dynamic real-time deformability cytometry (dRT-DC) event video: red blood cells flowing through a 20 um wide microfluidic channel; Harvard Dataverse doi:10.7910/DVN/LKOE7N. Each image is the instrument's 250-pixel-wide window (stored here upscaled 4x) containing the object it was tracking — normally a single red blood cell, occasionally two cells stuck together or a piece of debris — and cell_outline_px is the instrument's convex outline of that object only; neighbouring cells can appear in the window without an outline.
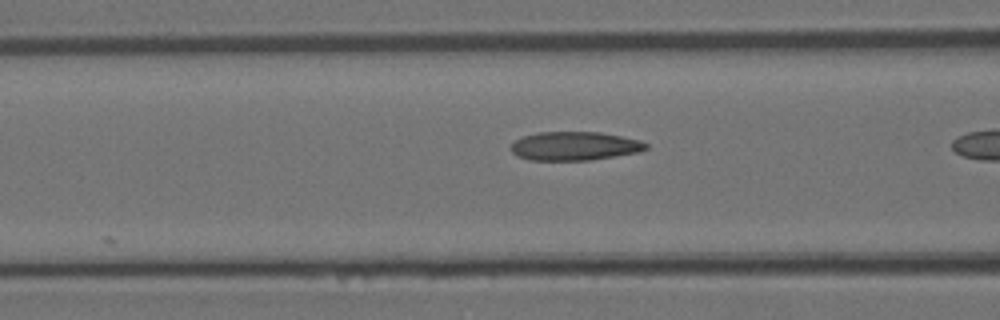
{"species": "Egyptian fruit bat (a non-hibernating species)", "species_latin": "Rousettus aegyptiacus", "temperature_condition": "room temperature", "stored_images_in_passage": 10, "camera_frame_rate_fps": 3000, "um_per_image_px": 0.085, "animal": {"sex": "female"}, "frame": {"image": 1, "passage_image": 9, "time_ms": 2.667, "image_size_px": [1000, 320], "cell_outline_px": [[648, 148], [640, 152], [592, 160], [528, 160], [516, 156], [508, 148], [516, 140], [524, 136], [536, 132], [600, 132], [640, 140], [648, 144]], "centroid_in_image_um": [48.83, 12.42], "position_along_channel_um": 117.8, "area_um2": 22.77}}